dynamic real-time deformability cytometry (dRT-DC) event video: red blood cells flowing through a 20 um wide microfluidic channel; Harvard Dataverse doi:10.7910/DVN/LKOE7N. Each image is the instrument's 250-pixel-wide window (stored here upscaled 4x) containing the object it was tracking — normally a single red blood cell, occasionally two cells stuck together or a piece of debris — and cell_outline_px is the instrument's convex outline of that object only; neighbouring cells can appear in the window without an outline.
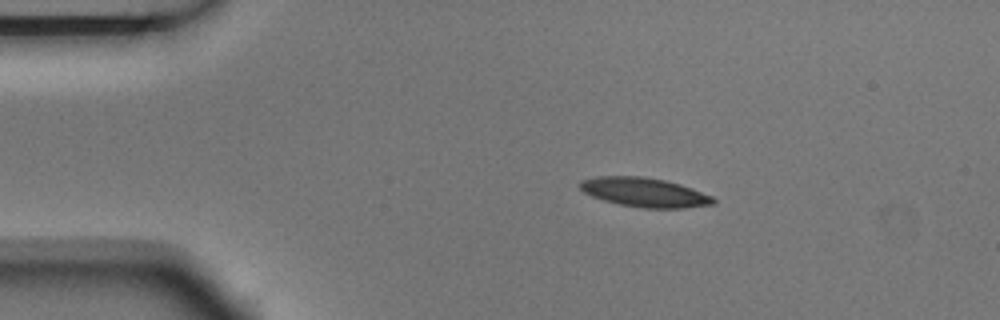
{"species": "Egyptian fruit bat (a non-hibernating species)", "species_latin": "Rousettus aegyptiacus", "temperature_condition": "room temperature", "stored_images_in_passage": 5, "camera_frame_rate_fps": 3000, "um_per_image_px": 0.085, "animal": {"sex": "male"}, "frame": {"image": 1, "passage_image": 1, "time_ms": 0.0, "image_size_px": [1000, 320], "cell_outline_px": [[716, 204], [684, 208], [644, 208], [620, 204], [604, 200], [592, 196], [584, 192], [580, 188], [580, 180], [596, 176], [644, 176], [664, 180], [680, 184], [692, 188], [712, 196], [716, 200]], "centroid_in_image_um": [54.8, 16.34], "position_along_channel_um": 30.2, "area_um2": 22.72}}
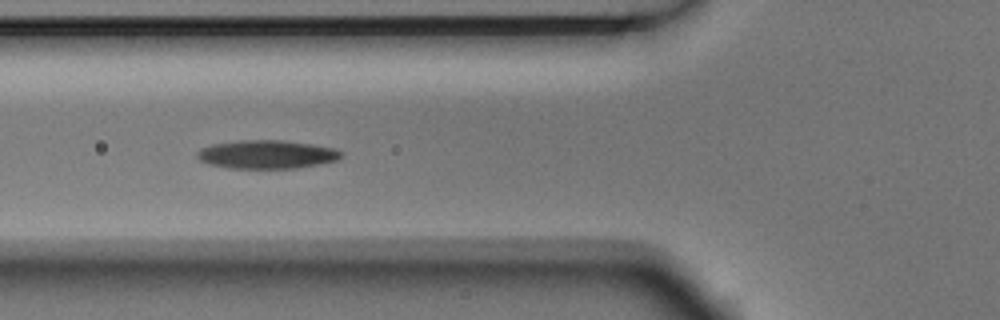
{"frame": {"image": 2, "passage_image": 4, "time_ms": 1.0, "image_size_px": [1000, 320], "cell_outline_px": [[344, 156], [336, 160], [296, 168], [228, 168], [208, 164], [200, 160], [196, 156], [196, 152], [200, 148], [212, 144], [240, 140], [284, 140], [312, 144], [336, 148], [344, 152]], "centroid_in_image_um": [22.67, 13.11], "position_along_channel_um": 103.1, "area_um2": 24.04}}
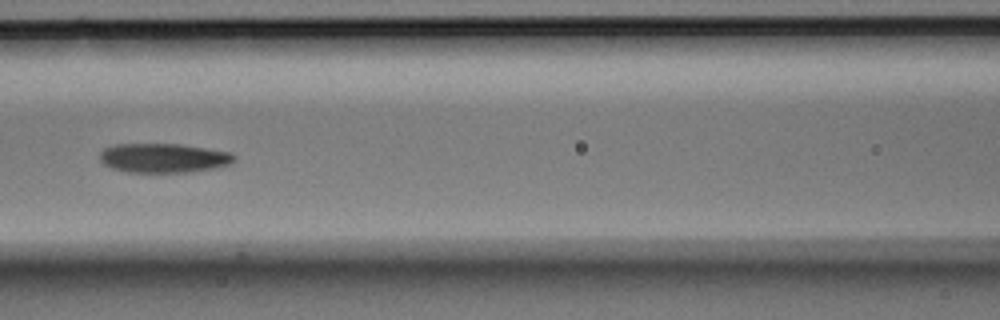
{"frame": {"image": 3, "passage_image": 5, "time_ms": 1.333, "image_size_px": [1000, 320], "cell_outline_px": [[236, 160], [228, 164], [216, 168], [188, 172], [128, 172], [112, 168], [104, 164], [100, 160], [100, 152], [104, 148], [116, 144], [180, 144], [232, 152], [236, 156]], "centroid_in_image_um": [13.92, 13.42], "position_along_channel_um": 152.7, "area_um2": 23.0}}